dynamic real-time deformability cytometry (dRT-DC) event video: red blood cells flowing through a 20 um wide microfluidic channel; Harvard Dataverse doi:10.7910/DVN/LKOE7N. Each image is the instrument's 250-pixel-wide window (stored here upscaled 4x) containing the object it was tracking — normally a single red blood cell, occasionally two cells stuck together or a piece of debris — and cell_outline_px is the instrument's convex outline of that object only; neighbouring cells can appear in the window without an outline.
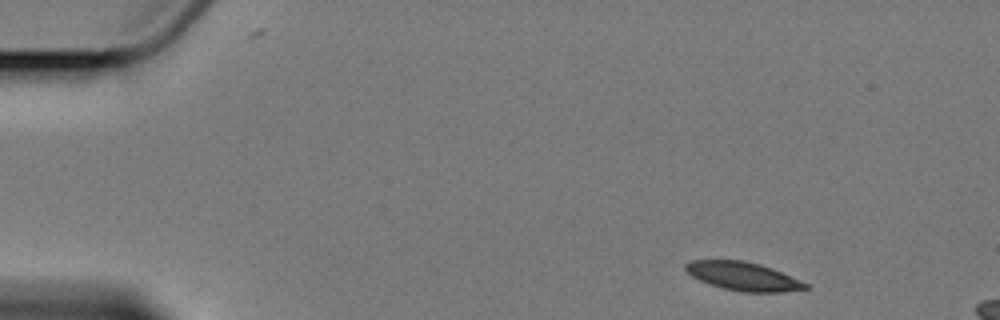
{"species": "Egyptian fruit bat (a non-hibernating species)", "species_latin": "Rousettus aegyptiacus", "temperature_condition": "cold", "stored_images_in_passage": 4, "camera_frame_rate_fps": 3000, "um_per_image_px": 0.085, "animal": {"sex": "female"}, "frame": {"image": 1, "passage_image": 1, "time_ms": 0.0, "image_size_px": [1000, 320], "cell_outline_px": [[812, 288], [784, 292], [740, 292], [708, 284], [692, 276], [684, 268], [684, 264], [692, 260], [744, 260], [760, 264], [772, 268], [808, 284]], "centroid_in_image_um": [63.17, 23.49], "position_along_channel_um": 21.8, "area_um2": 19.94}}